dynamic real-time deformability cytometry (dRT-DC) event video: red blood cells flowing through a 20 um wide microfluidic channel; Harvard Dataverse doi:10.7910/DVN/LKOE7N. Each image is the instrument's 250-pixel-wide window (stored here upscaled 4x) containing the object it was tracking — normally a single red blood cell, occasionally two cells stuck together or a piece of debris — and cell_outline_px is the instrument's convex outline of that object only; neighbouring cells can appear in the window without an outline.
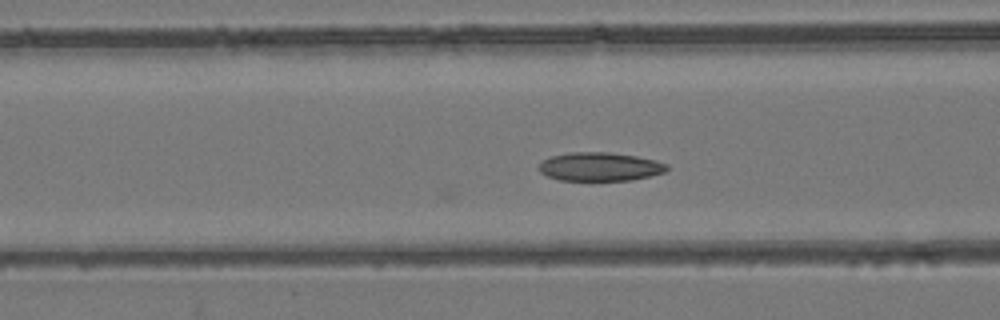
{"species": "common noctule bat (a hibernating species)", "species_latin": "Nyctalus noctula", "temperature_condition": "room temperature", "stored_images_in_passage": 19, "camera_frame_rate_fps": 3000, "um_per_image_px": 0.085, "animal": {"sex": "female", "body_mass_g": 24.6, "forearm_length_mm": 56.2}, "frame": {"image": 1, "passage_image": 19, "time_ms": 6.0, "image_size_px": [1000, 320], "cell_outline_px": [[668, 168], [664, 172], [632, 180], [560, 180], [548, 176], [540, 172], [536, 168], [544, 160], [552, 156], [572, 152], [608, 152], [636, 156], [656, 160], [668, 164]], "centroid_in_image_um": [50.99, 14.16], "position_along_channel_um": 115.6, "area_um2": 21.21}}